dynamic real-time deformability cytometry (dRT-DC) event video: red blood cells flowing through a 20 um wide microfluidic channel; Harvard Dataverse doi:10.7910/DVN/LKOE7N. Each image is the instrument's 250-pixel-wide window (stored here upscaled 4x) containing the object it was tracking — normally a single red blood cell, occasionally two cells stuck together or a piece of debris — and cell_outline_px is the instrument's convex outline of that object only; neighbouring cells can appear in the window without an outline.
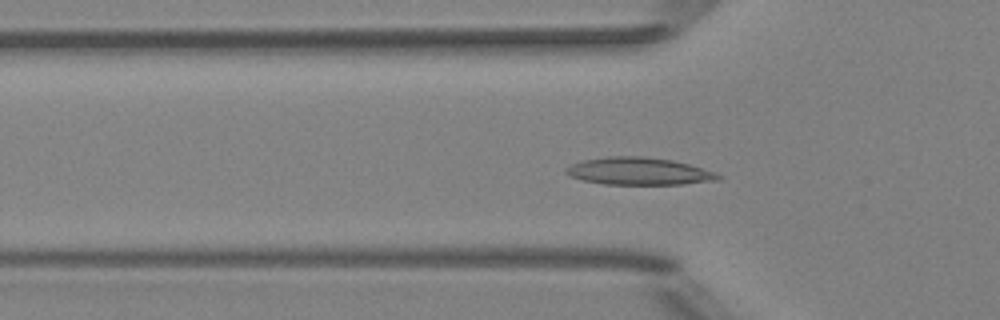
{"species": "Egyptian fruit bat (a non-hibernating species)", "species_latin": "Rousettus aegyptiacus", "temperature_condition": "room temperature", "stored_images_in_passage": 40, "camera_frame_rate_fps": 3000, "um_per_image_px": 0.085, "animal": {"sex": "female"}, "frame": {"image": 1, "passage_image": 6, "time_ms": 1.667, "image_size_px": [1000, 320], "cell_outline_px": [[724, 176], [720, 180], [684, 184], [604, 184], [584, 180], [568, 176], [564, 172], [564, 168], [580, 160], [608, 156], [644, 156], [672, 160], [688, 164], [716, 172]], "centroid_in_image_um": [54.3, 14.55], "position_along_channel_um": 71.5, "area_um2": 24.51}}
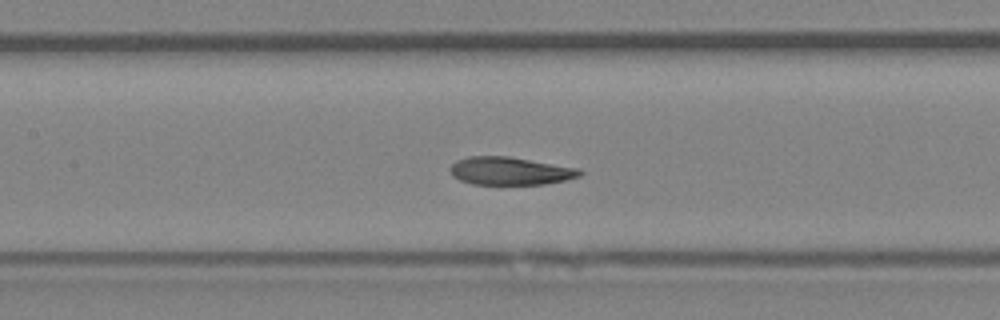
{"frame": {"image": 2, "passage_image": 13, "time_ms": 4.0, "image_size_px": [1000, 320], "cell_outline_px": [[584, 172], [580, 176], [564, 180], [544, 184], [472, 184], [460, 180], [452, 176], [452, 164], [456, 160], [468, 156], [508, 156], [576, 168]], "centroid_in_image_um": [43.33, 14.53], "position_along_channel_um": 164.1, "area_um2": 20.81}}
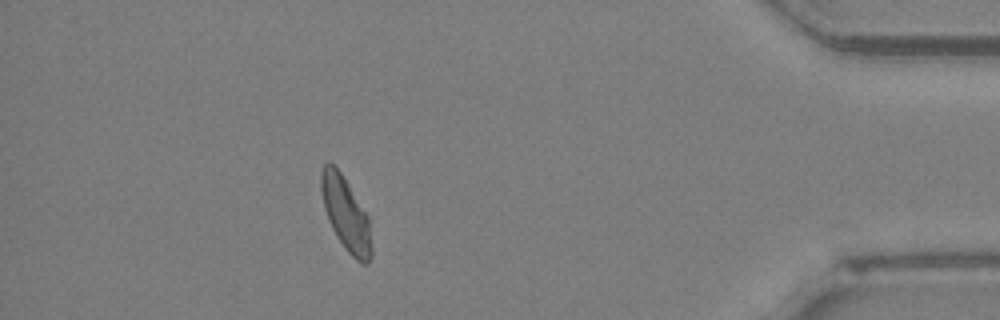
{"frame": {"image": 3, "passage_image": 35, "time_ms": 11.333, "image_size_px": [1000, 320], "cell_outline_px": [[372, 256], [368, 264], [364, 264], [356, 260], [348, 252], [332, 228], [328, 220], [324, 208], [320, 188], [320, 172], [324, 164], [328, 160], [340, 172], [348, 184], [368, 216], [372, 248]], "centroid_in_image_um": [29.38, 18.18], "position_along_channel_um": 405.8, "area_um2": 21.39}, "authors_computed_cell_mechanics": {"area_um2": 21.5883, "velocity_mm_per_s": 3.9697, "shape_relaxation_time_tau1_ms": 5.2076, "shape_relaxation_time_tau2_ms": 1.8737, "deformation_change_tau1": 0.1394, "deformation_change_tau2": 0.0411}}